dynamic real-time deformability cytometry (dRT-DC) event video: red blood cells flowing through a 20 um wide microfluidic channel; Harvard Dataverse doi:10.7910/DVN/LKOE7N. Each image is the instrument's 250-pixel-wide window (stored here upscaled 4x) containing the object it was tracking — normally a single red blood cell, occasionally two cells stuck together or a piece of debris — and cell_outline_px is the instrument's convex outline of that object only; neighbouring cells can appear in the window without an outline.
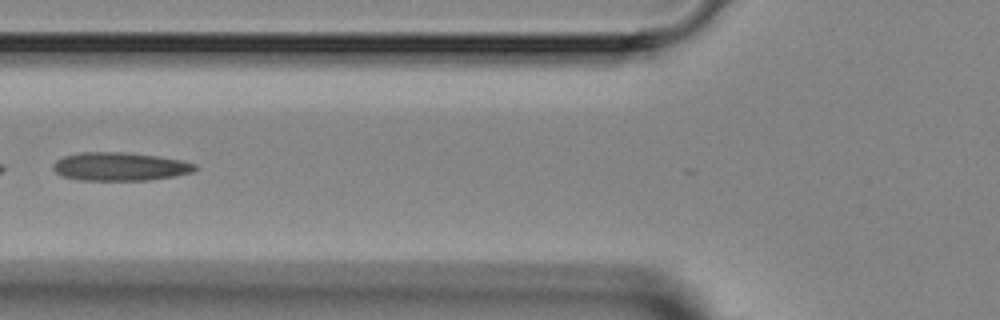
{"species": "Egyptian fruit bat (a non-hibernating species)", "species_latin": "Rousettus aegyptiacus", "temperature_condition": "room temperature", "stored_images_in_passage": 5, "camera_frame_rate_fps": 3000, "um_per_image_px": 0.085, "animal": {"sex": "female"}, "frame": {"image": 1, "passage_image": 5, "time_ms": 5.667, "image_size_px": [1000, 320], "cell_outline_px": [[196, 168], [192, 172], [172, 176], [148, 180], [80, 180], [64, 176], [56, 172], [52, 168], [52, 164], [56, 160], [64, 156], [80, 152], [124, 152], [156, 156], [180, 160], [196, 164]], "centroid_in_image_um": [10.15, 14.15], "position_along_channel_um": 115.6, "area_um2": 23.24}}